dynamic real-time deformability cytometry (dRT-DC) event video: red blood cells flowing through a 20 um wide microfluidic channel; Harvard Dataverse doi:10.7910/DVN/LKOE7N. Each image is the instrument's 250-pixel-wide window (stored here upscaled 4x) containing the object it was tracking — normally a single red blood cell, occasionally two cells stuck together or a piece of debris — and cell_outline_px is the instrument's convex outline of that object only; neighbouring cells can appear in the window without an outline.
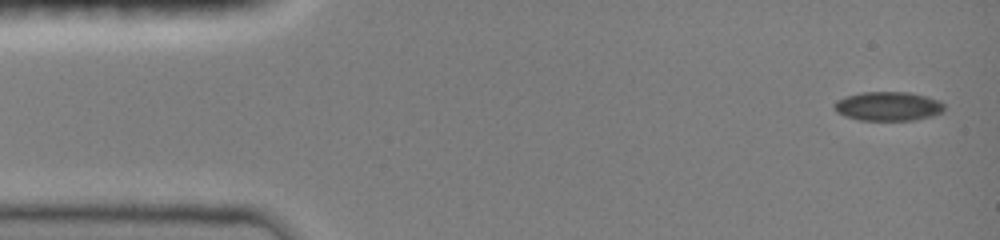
{"species": "common noctule bat (a hibernating species)", "species_latin": "Nyctalus noctula", "temperature_condition": "room temperature", "stored_images_in_passage": 11, "camera_frame_rate_fps": 3000, "um_per_image_px": 0.085, "animal": {"sex": "female", "body_mass_g": 19.0, "forearm_length_mm": 51.5}, "frame": {"image": 1, "passage_image": 1, "time_ms": 0.0, "image_size_px": [1000, 240], "cell_outline_px": [[944, 112], [932, 116], [912, 120], [860, 120], [844, 116], [836, 112], [832, 108], [832, 104], [836, 100], [844, 96], [860, 92], [908, 92], [928, 96], [940, 100], [944, 104]], "centroid_in_image_um": [75.46, 9.02], "position_along_channel_um": 9.5, "area_um2": 19.02}}
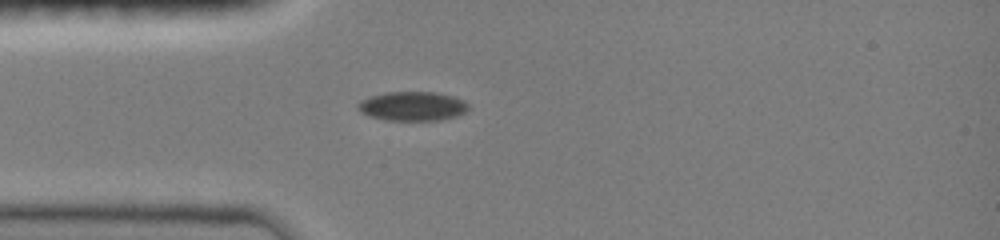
{"frame": {"image": 2, "passage_image": 7, "time_ms": 3.667, "image_size_px": [1000, 240], "cell_outline_px": [[468, 108], [464, 112], [456, 116], [440, 120], [388, 120], [368, 116], [360, 112], [356, 108], [356, 104], [360, 100], [384, 92], [436, 92], [452, 96], [464, 100], [468, 104]], "centroid_in_image_um": [35.02, 9.02], "position_along_channel_um": 50.0, "area_um2": 18.84}}
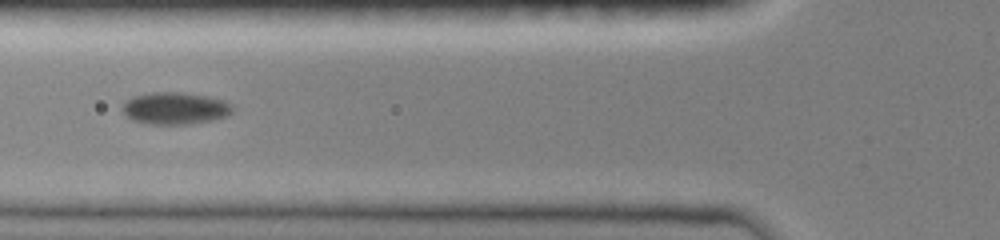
{"frame": {"image": 3, "passage_image": 10, "time_ms": 5.333, "image_size_px": [1000, 240], "cell_outline_px": [[232, 112], [228, 116], [212, 120], [192, 124], [148, 124], [132, 120], [120, 108], [124, 100], [132, 96], [152, 92], [180, 92], [208, 96], [224, 100], [232, 104]], "centroid_in_image_um": [14.87, 9.2], "position_along_channel_um": 110.9, "area_um2": 20.87}}